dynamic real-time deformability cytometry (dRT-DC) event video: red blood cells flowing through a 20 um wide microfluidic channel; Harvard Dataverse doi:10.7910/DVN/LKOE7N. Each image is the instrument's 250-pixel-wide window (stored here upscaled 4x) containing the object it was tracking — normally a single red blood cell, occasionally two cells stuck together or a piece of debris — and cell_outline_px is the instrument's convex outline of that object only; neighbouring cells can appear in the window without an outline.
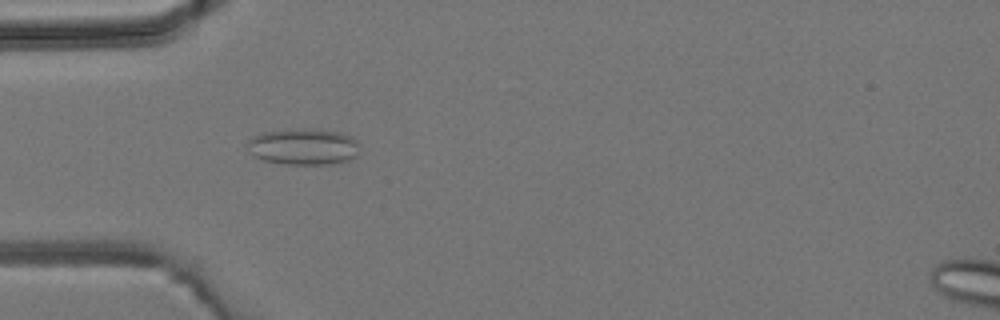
{"species": "common noctule bat (a hibernating species)", "species_latin": "Nyctalus noctula", "temperature_condition": "room temperature", "stored_images_in_passage": 4, "camera_frame_rate_fps": 3000, "um_per_image_px": 0.085, "animal": {"sex": "male", "body_mass_g": 19.2, "forearm_length_mm": 51.8}, "frame": {"image": 1, "passage_image": 4, "time_ms": 3.333, "image_size_px": [1000, 320], "cell_outline_px": [[356, 156], [348, 160], [332, 164], [284, 164], [264, 160], [252, 156], [248, 152], [248, 140], [252, 136], [264, 132], [288, 128], [340, 132], [356, 140]], "centroid_in_image_um": [25.71, 12.47], "position_along_channel_um": 59.3, "area_um2": 23.58}}